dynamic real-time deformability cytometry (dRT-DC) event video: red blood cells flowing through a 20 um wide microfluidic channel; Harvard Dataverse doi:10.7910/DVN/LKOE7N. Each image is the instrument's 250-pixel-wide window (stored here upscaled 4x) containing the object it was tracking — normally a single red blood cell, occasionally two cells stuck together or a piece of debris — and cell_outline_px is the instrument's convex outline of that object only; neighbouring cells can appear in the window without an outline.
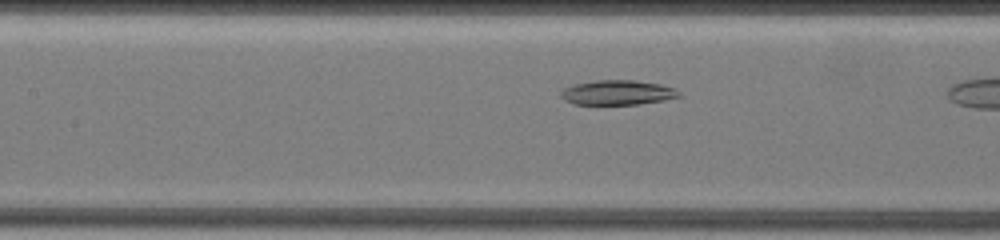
{"species": "common noctule bat (a hibernating species)", "species_latin": "Nyctalus noctula", "temperature_condition": "warm", "stored_images_in_passage": 6, "camera_frame_rate_fps": 3000, "um_per_image_px": 0.085, "animal": {"sex": "female", "body_mass_g": 19.5, "forearm_length_mm": 54.1}, "frame": {"image": 1, "passage_image": 4, "time_ms": 1.333, "image_size_px": [1000, 240], "cell_outline_px": [[680, 96], [664, 100], [640, 104], [572, 104], [564, 100], [560, 96], [560, 92], [564, 88], [572, 84], [596, 80], [636, 80], [660, 84], [676, 88], [680, 92]], "centroid_in_image_um": [52.47, 7.86], "position_along_channel_um": 154.9, "area_um2": 17.17}}